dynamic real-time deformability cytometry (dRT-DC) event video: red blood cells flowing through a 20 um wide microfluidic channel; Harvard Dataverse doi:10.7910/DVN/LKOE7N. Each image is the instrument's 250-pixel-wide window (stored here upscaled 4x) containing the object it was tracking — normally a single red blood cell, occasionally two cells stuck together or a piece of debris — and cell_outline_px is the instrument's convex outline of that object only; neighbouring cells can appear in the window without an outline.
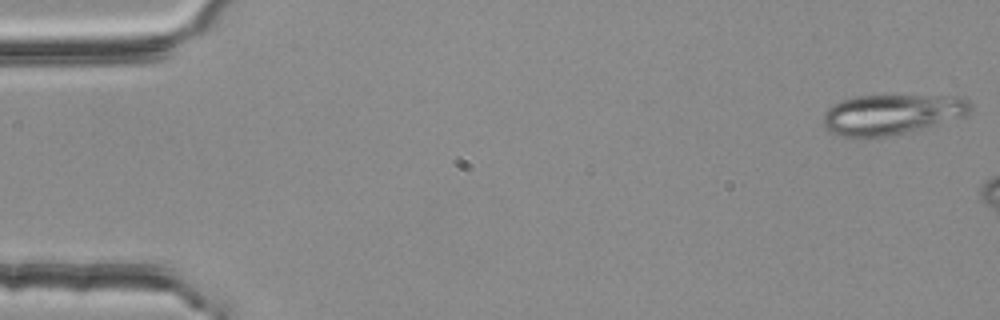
{"species": "common noctule bat (a hibernating species)", "species_latin": "Nyctalus noctula", "temperature_condition": "room temperature", "stored_images_in_passage": 7, "camera_frame_rate_fps": 3000, "um_per_image_px": 0.085, "animal": {"sex": "female", "body_mass_g": 25.1}, "frame": {"image": 1, "passage_image": 1, "time_ms": 0.0, "image_size_px": [1000, 320], "cell_outline_px": [[972, 108], [964, 116], [924, 128], [888, 136], [840, 136], [824, 128], [824, 112], [832, 104], [856, 96], [948, 96], [968, 100], [972, 104]], "centroid_in_image_um": [75.78, 9.72], "position_along_channel_um": 9.2, "area_um2": 33.99}}